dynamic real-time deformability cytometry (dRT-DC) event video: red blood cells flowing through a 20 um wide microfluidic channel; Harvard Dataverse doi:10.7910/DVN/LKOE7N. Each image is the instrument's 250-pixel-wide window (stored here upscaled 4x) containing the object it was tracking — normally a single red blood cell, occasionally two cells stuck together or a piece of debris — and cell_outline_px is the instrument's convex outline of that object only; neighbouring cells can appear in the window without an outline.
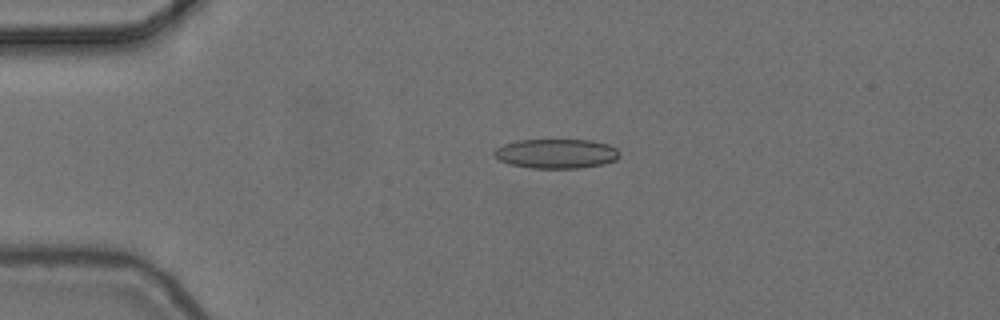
{"species": "common noctule bat (a hibernating species)", "species_latin": "Nyctalus noctula", "temperature_condition": "cold", "stored_images_in_passage": 2, "camera_frame_rate_fps": 3000, "um_per_image_px": 0.085, "animal": {"sex": "female", "body_mass_g": 24.6, "forearm_length_mm": 56.2}, "frame": {"image": 1, "passage_image": 1, "time_ms": 0.0, "image_size_px": [1000, 320], "cell_outline_px": [[620, 156], [616, 160], [604, 164], [580, 168], [528, 168], [512, 164], [500, 160], [492, 152], [496, 148], [504, 144], [516, 140], [592, 140], [608, 144], [616, 148]], "centroid_in_image_um": [47.3, 13.06], "position_along_channel_um": 37.7, "area_um2": 21.56}}